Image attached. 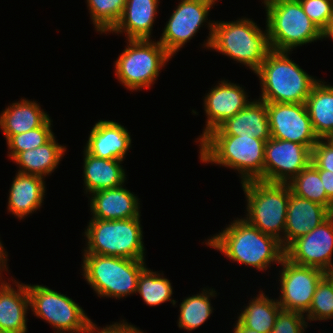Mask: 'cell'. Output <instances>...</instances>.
Segmentation results:
<instances>
[{
	"label": "cell",
	"instance_id": "cell-1",
	"mask_svg": "<svg viewBox=\"0 0 333 333\" xmlns=\"http://www.w3.org/2000/svg\"><path fill=\"white\" fill-rule=\"evenodd\" d=\"M205 244L220 251L229 260L266 271L271 264L280 265L285 249L276 238L262 233L246 219L236 218Z\"/></svg>",
	"mask_w": 333,
	"mask_h": 333
},
{
	"label": "cell",
	"instance_id": "cell-2",
	"mask_svg": "<svg viewBox=\"0 0 333 333\" xmlns=\"http://www.w3.org/2000/svg\"><path fill=\"white\" fill-rule=\"evenodd\" d=\"M265 144L253 136L206 135L199 142V159L237 170L241 183L264 181Z\"/></svg>",
	"mask_w": 333,
	"mask_h": 333
},
{
	"label": "cell",
	"instance_id": "cell-3",
	"mask_svg": "<svg viewBox=\"0 0 333 333\" xmlns=\"http://www.w3.org/2000/svg\"><path fill=\"white\" fill-rule=\"evenodd\" d=\"M289 51L271 50L254 72L260 80L259 100L266 103H305L320 80L290 59Z\"/></svg>",
	"mask_w": 333,
	"mask_h": 333
},
{
	"label": "cell",
	"instance_id": "cell-4",
	"mask_svg": "<svg viewBox=\"0 0 333 333\" xmlns=\"http://www.w3.org/2000/svg\"><path fill=\"white\" fill-rule=\"evenodd\" d=\"M209 50L230 57L254 73L271 51L267 27L263 31L246 17L236 21H214Z\"/></svg>",
	"mask_w": 333,
	"mask_h": 333
},
{
	"label": "cell",
	"instance_id": "cell-5",
	"mask_svg": "<svg viewBox=\"0 0 333 333\" xmlns=\"http://www.w3.org/2000/svg\"><path fill=\"white\" fill-rule=\"evenodd\" d=\"M82 253L145 260L140 216L120 220L90 219Z\"/></svg>",
	"mask_w": 333,
	"mask_h": 333
},
{
	"label": "cell",
	"instance_id": "cell-6",
	"mask_svg": "<svg viewBox=\"0 0 333 333\" xmlns=\"http://www.w3.org/2000/svg\"><path fill=\"white\" fill-rule=\"evenodd\" d=\"M83 277L98 297L126 298L137 291V281L147 267L145 260L83 254Z\"/></svg>",
	"mask_w": 333,
	"mask_h": 333
},
{
	"label": "cell",
	"instance_id": "cell-7",
	"mask_svg": "<svg viewBox=\"0 0 333 333\" xmlns=\"http://www.w3.org/2000/svg\"><path fill=\"white\" fill-rule=\"evenodd\" d=\"M241 184L247 202V215L244 219L262 233L276 238L284 248V231L290 198L289 185L260 180Z\"/></svg>",
	"mask_w": 333,
	"mask_h": 333
},
{
	"label": "cell",
	"instance_id": "cell-8",
	"mask_svg": "<svg viewBox=\"0 0 333 333\" xmlns=\"http://www.w3.org/2000/svg\"><path fill=\"white\" fill-rule=\"evenodd\" d=\"M126 40L125 49L114 63L116 78L124 88L132 92L149 89L172 56L158 40Z\"/></svg>",
	"mask_w": 333,
	"mask_h": 333
},
{
	"label": "cell",
	"instance_id": "cell-9",
	"mask_svg": "<svg viewBox=\"0 0 333 333\" xmlns=\"http://www.w3.org/2000/svg\"><path fill=\"white\" fill-rule=\"evenodd\" d=\"M271 50L292 52L296 47L323 40L322 31L304 12L299 0H283L265 8Z\"/></svg>",
	"mask_w": 333,
	"mask_h": 333
},
{
	"label": "cell",
	"instance_id": "cell-10",
	"mask_svg": "<svg viewBox=\"0 0 333 333\" xmlns=\"http://www.w3.org/2000/svg\"><path fill=\"white\" fill-rule=\"evenodd\" d=\"M30 308L55 333H88L92 320L72 298L43 285L27 284Z\"/></svg>",
	"mask_w": 333,
	"mask_h": 333
},
{
	"label": "cell",
	"instance_id": "cell-11",
	"mask_svg": "<svg viewBox=\"0 0 333 333\" xmlns=\"http://www.w3.org/2000/svg\"><path fill=\"white\" fill-rule=\"evenodd\" d=\"M217 0H181L166 22L159 43L173 57L190 41L205 22L208 23L209 37L203 46L209 49L214 21L208 20L210 10Z\"/></svg>",
	"mask_w": 333,
	"mask_h": 333
},
{
	"label": "cell",
	"instance_id": "cell-12",
	"mask_svg": "<svg viewBox=\"0 0 333 333\" xmlns=\"http://www.w3.org/2000/svg\"><path fill=\"white\" fill-rule=\"evenodd\" d=\"M280 277L281 294L277 302L283 310L306 314L312 303L316 288L324 277V271L314 267L292 263L282 259Z\"/></svg>",
	"mask_w": 333,
	"mask_h": 333
},
{
	"label": "cell",
	"instance_id": "cell-13",
	"mask_svg": "<svg viewBox=\"0 0 333 333\" xmlns=\"http://www.w3.org/2000/svg\"><path fill=\"white\" fill-rule=\"evenodd\" d=\"M271 137L303 144L310 150L320 140L305 103H266Z\"/></svg>",
	"mask_w": 333,
	"mask_h": 333
},
{
	"label": "cell",
	"instance_id": "cell-14",
	"mask_svg": "<svg viewBox=\"0 0 333 333\" xmlns=\"http://www.w3.org/2000/svg\"><path fill=\"white\" fill-rule=\"evenodd\" d=\"M310 163L307 146L271 137L265 144L264 182L288 184Z\"/></svg>",
	"mask_w": 333,
	"mask_h": 333
},
{
	"label": "cell",
	"instance_id": "cell-15",
	"mask_svg": "<svg viewBox=\"0 0 333 333\" xmlns=\"http://www.w3.org/2000/svg\"><path fill=\"white\" fill-rule=\"evenodd\" d=\"M333 213L318 227L296 238L285 248V258L294 264L321 269L333 268Z\"/></svg>",
	"mask_w": 333,
	"mask_h": 333
},
{
	"label": "cell",
	"instance_id": "cell-16",
	"mask_svg": "<svg viewBox=\"0 0 333 333\" xmlns=\"http://www.w3.org/2000/svg\"><path fill=\"white\" fill-rule=\"evenodd\" d=\"M220 82V83H219ZM248 93L229 80L218 81L217 85L208 91L203 99L204 111L207 117L202 134L196 139L200 142L212 130L218 128L228 118L243 110L251 101Z\"/></svg>",
	"mask_w": 333,
	"mask_h": 333
},
{
	"label": "cell",
	"instance_id": "cell-17",
	"mask_svg": "<svg viewBox=\"0 0 333 333\" xmlns=\"http://www.w3.org/2000/svg\"><path fill=\"white\" fill-rule=\"evenodd\" d=\"M128 130L118 122L99 120L93 125L84 150L97 158L124 161L131 147Z\"/></svg>",
	"mask_w": 333,
	"mask_h": 333
},
{
	"label": "cell",
	"instance_id": "cell-18",
	"mask_svg": "<svg viewBox=\"0 0 333 333\" xmlns=\"http://www.w3.org/2000/svg\"><path fill=\"white\" fill-rule=\"evenodd\" d=\"M124 186L90 194L92 219L120 220L141 216L138 196Z\"/></svg>",
	"mask_w": 333,
	"mask_h": 333
},
{
	"label": "cell",
	"instance_id": "cell-19",
	"mask_svg": "<svg viewBox=\"0 0 333 333\" xmlns=\"http://www.w3.org/2000/svg\"><path fill=\"white\" fill-rule=\"evenodd\" d=\"M0 276V330L7 333H26L30 297L27 284L14 280L16 289ZM16 281V282H15ZM17 290V291H16Z\"/></svg>",
	"mask_w": 333,
	"mask_h": 333
},
{
	"label": "cell",
	"instance_id": "cell-20",
	"mask_svg": "<svg viewBox=\"0 0 333 333\" xmlns=\"http://www.w3.org/2000/svg\"><path fill=\"white\" fill-rule=\"evenodd\" d=\"M207 135L253 136L267 141L271 138L266 102L253 100L240 112L228 118Z\"/></svg>",
	"mask_w": 333,
	"mask_h": 333
},
{
	"label": "cell",
	"instance_id": "cell-21",
	"mask_svg": "<svg viewBox=\"0 0 333 333\" xmlns=\"http://www.w3.org/2000/svg\"><path fill=\"white\" fill-rule=\"evenodd\" d=\"M332 213L318 203L300 198L291 193L284 231V249L296 238L318 227Z\"/></svg>",
	"mask_w": 333,
	"mask_h": 333
},
{
	"label": "cell",
	"instance_id": "cell-22",
	"mask_svg": "<svg viewBox=\"0 0 333 333\" xmlns=\"http://www.w3.org/2000/svg\"><path fill=\"white\" fill-rule=\"evenodd\" d=\"M160 0H126L125 8L109 33L125 34L127 39H151Z\"/></svg>",
	"mask_w": 333,
	"mask_h": 333
},
{
	"label": "cell",
	"instance_id": "cell-23",
	"mask_svg": "<svg viewBox=\"0 0 333 333\" xmlns=\"http://www.w3.org/2000/svg\"><path fill=\"white\" fill-rule=\"evenodd\" d=\"M45 179L36 175L16 173L8 197V212L22 220L41 208L45 197Z\"/></svg>",
	"mask_w": 333,
	"mask_h": 333
},
{
	"label": "cell",
	"instance_id": "cell-24",
	"mask_svg": "<svg viewBox=\"0 0 333 333\" xmlns=\"http://www.w3.org/2000/svg\"><path fill=\"white\" fill-rule=\"evenodd\" d=\"M83 154V185L86 194L120 187L127 180L122 160L97 158L85 150Z\"/></svg>",
	"mask_w": 333,
	"mask_h": 333
},
{
	"label": "cell",
	"instance_id": "cell-25",
	"mask_svg": "<svg viewBox=\"0 0 333 333\" xmlns=\"http://www.w3.org/2000/svg\"><path fill=\"white\" fill-rule=\"evenodd\" d=\"M53 136L44 145L19 152L12 162L19 167L18 173L36 175L42 178L51 175L65 156L66 146L59 144Z\"/></svg>",
	"mask_w": 333,
	"mask_h": 333
},
{
	"label": "cell",
	"instance_id": "cell-26",
	"mask_svg": "<svg viewBox=\"0 0 333 333\" xmlns=\"http://www.w3.org/2000/svg\"><path fill=\"white\" fill-rule=\"evenodd\" d=\"M49 115L36 101L21 98L0 114V130L4 135H17L42 126Z\"/></svg>",
	"mask_w": 333,
	"mask_h": 333
},
{
	"label": "cell",
	"instance_id": "cell-27",
	"mask_svg": "<svg viewBox=\"0 0 333 333\" xmlns=\"http://www.w3.org/2000/svg\"><path fill=\"white\" fill-rule=\"evenodd\" d=\"M306 108L319 139L333 133V85L319 80L306 99Z\"/></svg>",
	"mask_w": 333,
	"mask_h": 333
},
{
	"label": "cell",
	"instance_id": "cell-28",
	"mask_svg": "<svg viewBox=\"0 0 333 333\" xmlns=\"http://www.w3.org/2000/svg\"><path fill=\"white\" fill-rule=\"evenodd\" d=\"M281 309L277 299L273 300L263 291H259L257 297L251 298L248 305L244 306L237 320L248 329L259 333H270Z\"/></svg>",
	"mask_w": 333,
	"mask_h": 333
},
{
	"label": "cell",
	"instance_id": "cell-29",
	"mask_svg": "<svg viewBox=\"0 0 333 333\" xmlns=\"http://www.w3.org/2000/svg\"><path fill=\"white\" fill-rule=\"evenodd\" d=\"M214 288H203L201 293L188 296L180 303L178 327L186 331H192L201 326L213 313L211 297H216ZM216 292V293H215Z\"/></svg>",
	"mask_w": 333,
	"mask_h": 333
},
{
	"label": "cell",
	"instance_id": "cell-30",
	"mask_svg": "<svg viewBox=\"0 0 333 333\" xmlns=\"http://www.w3.org/2000/svg\"><path fill=\"white\" fill-rule=\"evenodd\" d=\"M288 185L292 194L325 206L333 213V202L327 197L319 170L313 164L310 163Z\"/></svg>",
	"mask_w": 333,
	"mask_h": 333
},
{
	"label": "cell",
	"instance_id": "cell-31",
	"mask_svg": "<svg viewBox=\"0 0 333 333\" xmlns=\"http://www.w3.org/2000/svg\"><path fill=\"white\" fill-rule=\"evenodd\" d=\"M137 293L148 306H158L167 301L171 302L173 306L177 303L172 299L173 288L170 280L163 277L162 273L153 272L147 267L139 275Z\"/></svg>",
	"mask_w": 333,
	"mask_h": 333
},
{
	"label": "cell",
	"instance_id": "cell-32",
	"mask_svg": "<svg viewBox=\"0 0 333 333\" xmlns=\"http://www.w3.org/2000/svg\"><path fill=\"white\" fill-rule=\"evenodd\" d=\"M94 29L107 34L120 19L126 0H86Z\"/></svg>",
	"mask_w": 333,
	"mask_h": 333
},
{
	"label": "cell",
	"instance_id": "cell-33",
	"mask_svg": "<svg viewBox=\"0 0 333 333\" xmlns=\"http://www.w3.org/2000/svg\"><path fill=\"white\" fill-rule=\"evenodd\" d=\"M52 122L49 118L42 126L33 130L17 135H4L9 159L12 160L19 152L35 149L48 142L55 135L52 131Z\"/></svg>",
	"mask_w": 333,
	"mask_h": 333
},
{
	"label": "cell",
	"instance_id": "cell-34",
	"mask_svg": "<svg viewBox=\"0 0 333 333\" xmlns=\"http://www.w3.org/2000/svg\"><path fill=\"white\" fill-rule=\"evenodd\" d=\"M306 313L307 322L326 321L333 318V288L325 277L319 282Z\"/></svg>",
	"mask_w": 333,
	"mask_h": 333
},
{
	"label": "cell",
	"instance_id": "cell-35",
	"mask_svg": "<svg viewBox=\"0 0 333 333\" xmlns=\"http://www.w3.org/2000/svg\"><path fill=\"white\" fill-rule=\"evenodd\" d=\"M304 12L323 32L333 20V0H299Z\"/></svg>",
	"mask_w": 333,
	"mask_h": 333
},
{
	"label": "cell",
	"instance_id": "cell-36",
	"mask_svg": "<svg viewBox=\"0 0 333 333\" xmlns=\"http://www.w3.org/2000/svg\"><path fill=\"white\" fill-rule=\"evenodd\" d=\"M306 320L305 315L300 312L281 309L270 333H304L308 327Z\"/></svg>",
	"mask_w": 333,
	"mask_h": 333
},
{
	"label": "cell",
	"instance_id": "cell-37",
	"mask_svg": "<svg viewBox=\"0 0 333 333\" xmlns=\"http://www.w3.org/2000/svg\"><path fill=\"white\" fill-rule=\"evenodd\" d=\"M311 164L318 170L333 173V148L324 139H320L311 149Z\"/></svg>",
	"mask_w": 333,
	"mask_h": 333
},
{
	"label": "cell",
	"instance_id": "cell-38",
	"mask_svg": "<svg viewBox=\"0 0 333 333\" xmlns=\"http://www.w3.org/2000/svg\"><path fill=\"white\" fill-rule=\"evenodd\" d=\"M88 333H144L135 325L129 324L126 320L114 322L113 324L106 325L103 328L97 327L92 321Z\"/></svg>",
	"mask_w": 333,
	"mask_h": 333
},
{
	"label": "cell",
	"instance_id": "cell-39",
	"mask_svg": "<svg viewBox=\"0 0 333 333\" xmlns=\"http://www.w3.org/2000/svg\"><path fill=\"white\" fill-rule=\"evenodd\" d=\"M327 197L333 202V173L327 170H319Z\"/></svg>",
	"mask_w": 333,
	"mask_h": 333
},
{
	"label": "cell",
	"instance_id": "cell-40",
	"mask_svg": "<svg viewBox=\"0 0 333 333\" xmlns=\"http://www.w3.org/2000/svg\"><path fill=\"white\" fill-rule=\"evenodd\" d=\"M8 252H6L1 240H0V276L3 271H8L7 261L8 259Z\"/></svg>",
	"mask_w": 333,
	"mask_h": 333
},
{
	"label": "cell",
	"instance_id": "cell-41",
	"mask_svg": "<svg viewBox=\"0 0 333 333\" xmlns=\"http://www.w3.org/2000/svg\"><path fill=\"white\" fill-rule=\"evenodd\" d=\"M233 333H259L258 331L248 329L244 327L238 320L234 324Z\"/></svg>",
	"mask_w": 333,
	"mask_h": 333
},
{
	"label": "cell",
	"instance_id": "cell-42",
	"mask_svg": "<svg viewBox=\"0 0 333 333\" xmlns=\"http://www.w3.org/2000/svg\"><path fill=\"white\" fill-rule=\"evenodd\" d=\"M322 38L323 39L330 38L331 40H333V20L329 23L327 28L322 32Z\"/></svg>",
	"mask_w": 333,
	"mask_h": 333
},
{
	"label": "cell",
	"instance_id": "cell-43",
	"mask_svg": "<svg viewBox=\"0 0 333 333\" xmlns=\"http://www.w3.org/2000/svg\"><path fill=\"white\" fill-rule=\"evenodd\" d=\"M324 277L329 281L333 288V268L324 271Z\"/></svg>",
	"mask_w": 333,
	"mask_h": 333
},
{
	"label": "cell",
	"instance_id": "cell-44",
	"mask_svg": "<svg viewBox=\"0 0 333 333\" xmlns=\"http://www.w3.org/2000/svg\"><path fill=\"white\" fill-rule=\"evenodd\" d=\"M324 140L333 148V133L328 134Z\"/></svg>",
	"mask_w": 333,
	"mask_h": 333
},
{
	"label": "cell",
	"instance_id": "cell-45",
	"mask_svg": "<svg viewBox=\"0 0 333 333\" xmlns=\"http://www.w3.org/2000/svg\"><path fill=\"white\" fill-rule=\"evenodd\" d=\"M283 1V0H263L262 3L264 4V8L267 6L274 4L276 2Z\"/></svg>",
	"mask_w": 333,
	"mask_h": 333
}]
</instances>
